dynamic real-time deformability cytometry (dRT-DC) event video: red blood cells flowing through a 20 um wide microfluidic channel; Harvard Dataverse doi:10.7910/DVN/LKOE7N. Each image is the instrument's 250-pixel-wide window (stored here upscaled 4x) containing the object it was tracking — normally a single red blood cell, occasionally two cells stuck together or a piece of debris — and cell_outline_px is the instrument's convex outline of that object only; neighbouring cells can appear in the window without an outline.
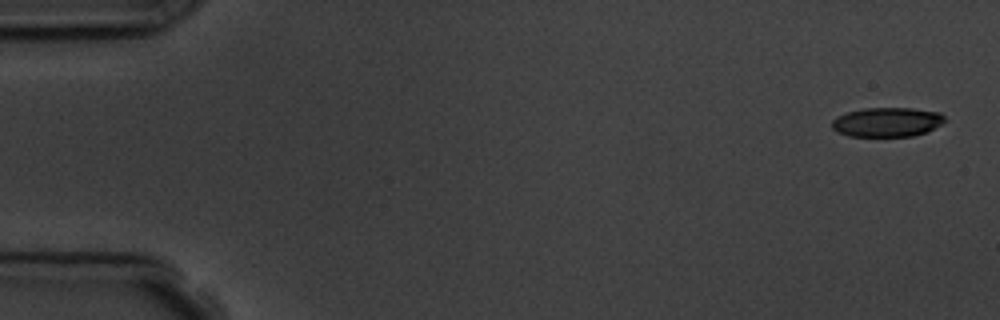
{"species": "common noctule bat (a hibernating species)", "species_latin": "Nyctalus noctula", "temperature_condition": "room temperature", "stored_images_in_passage": 5, "camera_frame_rate_fps": 3000, "um_per_image_px": 0.085, "animal": {"sex": "male", "body_mass_g": 19.5, "forearm_length_mm": 54.6}, "frame": {"image": 1, "passage_image": 1, "time_ms": 0.0, "image_size_px": [1000, 320], "cell_outline_px": [[948, 120], [928, 132], [912, 136], [848, 136], [836, 132], [832, 128], [832, 120], [836, 116], [848, 112], [864, 108], [912, 108], [940, 112]], "centroid_in_image_um": [75.42, 10.38], "position_along_channel_um": 9.6, "area_um2": 19.54}}
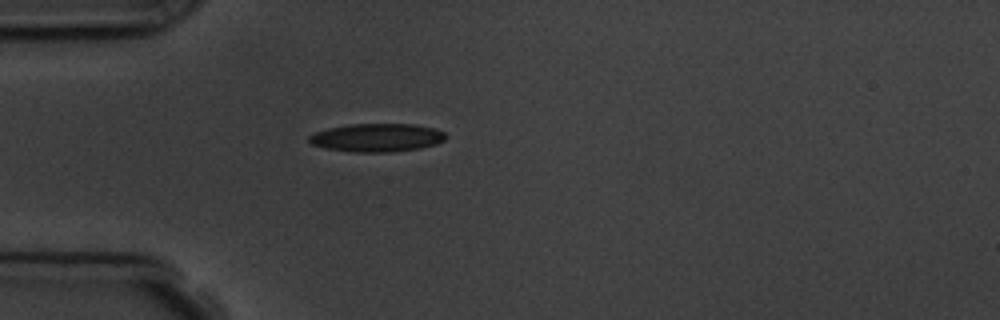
{"frame": {"image": 2, "passage_image": 5, "time_ms": 4.667, "image_size_px": [1000, 320], "cell_outline_px": [[448, 136], [444, 140], [436, 144], [420, 148], [392, 152], [356, 152], [328, 148], [312, 144], [308, 140], [308, 136], [316, 132], [328, 128], [348, 124], [412, 124], [432, 128], [444, 132]], "centroid_in_image_um": [32.06, 11.69], "position_along_channel_um": 52.9, "area_um2": 22.37}}